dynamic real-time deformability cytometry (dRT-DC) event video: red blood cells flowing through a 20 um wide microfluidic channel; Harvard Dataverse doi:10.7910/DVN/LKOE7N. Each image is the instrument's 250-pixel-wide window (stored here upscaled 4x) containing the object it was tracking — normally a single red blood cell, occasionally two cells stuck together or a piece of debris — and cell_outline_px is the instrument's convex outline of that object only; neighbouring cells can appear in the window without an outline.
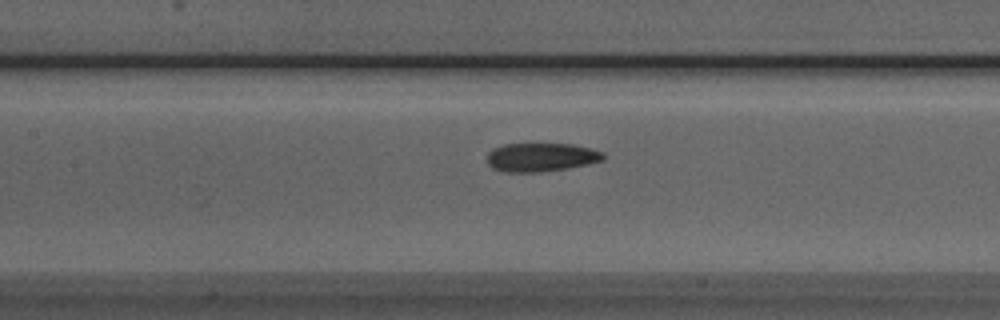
{"species": "Egyptian fruit bat (a non-hibernating species)", "species_latin": "Rousettus aegyptiacus", "temperature_condition": "room temperature", "stored_images_in_passage": 41, "camera_frame_rate_fps": 3000, "um_per_image_px": 0.085, "animal": {"sex": "male"}, "frame": {"image": 1, "passage_image": 13, "time_ms": 4.0, "image_size_px": [1000, 320], "cell_outline_px": [[604, 160], [588, 164], [564, 168], [536, 172], [504, 172], [492, 168], [488, 164], [488, 152], [492, 148], [504, 144], [572, 144], [592, 148], [604, 152]], "centroid_in_image_um": [45.99, 13.35], "position_along_channel_um": 161.4, "area_um2": 19.36}}
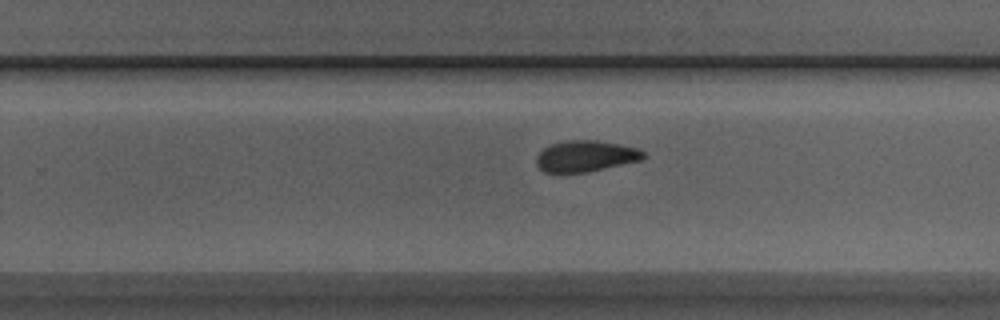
{"frame": {"image": 2, "passage_image": 22, "time_ms": 7.0, "image_size_px": [1000, 320], "cell_outline_px": [[644, 156], [640, 160], [588, 172], [544, 172], [536, 164], [536, 156], [544, 148], [552, 144], [564, 140], [596, 140], [636, 148], [644, 152]], "centroid_in_image_um": [49.73, 13.27], "position_along_channel_um": 280.1, "area_um2": 19.13}}
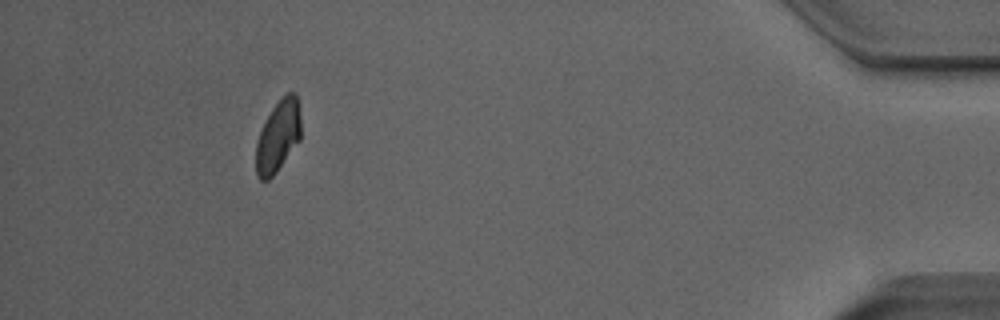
{"frame": {"image": 3, "passage_image": 37, "time_ms": 12.0, "image_size_px": [1000, 320], "cell_outline_px": [[300, 140], [276, 172], [268, 180], [260, 180], [256, 176], [256, 140], [272, 108], [288, 92], [296, 92], [300, 116]], "centroid_in_image_um": [23.63, 11.6], "position_along_channel_um": 411.6, "area_um2": 18.55}, "authors_computed_cell_mechanics": {"area_um2": 19.7676, "velocity_mm_per_s": 3.9647, "shape_relaxation_time_tau1_ms": 5.1988, "shape_relaxation_time_tau2_ms": null, "deformation_change_tau1": 0.1235, "deformation_change_tau2": null}}